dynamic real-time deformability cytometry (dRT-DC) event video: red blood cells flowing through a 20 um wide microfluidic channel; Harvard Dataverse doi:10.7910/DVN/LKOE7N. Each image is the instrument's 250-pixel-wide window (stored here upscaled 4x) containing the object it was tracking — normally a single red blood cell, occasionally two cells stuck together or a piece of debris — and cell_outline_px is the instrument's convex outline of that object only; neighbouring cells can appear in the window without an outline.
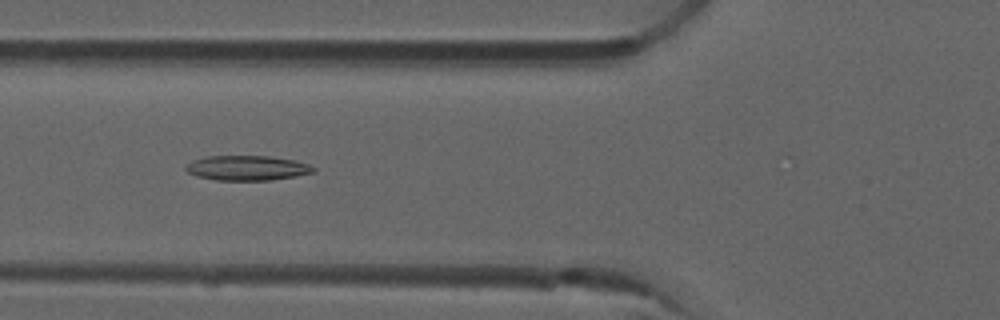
{"species": "common noctule bat (a hibernating species)", "species_latin": "Nyctalus noctula", "temperature_condition": "room temperature", "stored_images_in_passage": 21, "camera_frame_rate_fps": 3000, "um_per_image_px": 0.085, "animal": {"sex": "male", "forearm_length_mm": 52.5}, "frame": {"image": 1, "passage_image": 6, "time_ms": 1.667, "image_size_px": [1000, 320], "cell_outline_px": [[316, 172], [296, 176], [272, 180], [216, 180], [196, 176], [188, 172], [184, 168], [192, 160], [208, 156], [268, 156], [296, 160], [308, 164], [316, 168]], "centroid_in_image_um": [21.03, 14.28], "position_along_channel_um": 104.8, "area_um2": 18.55}}
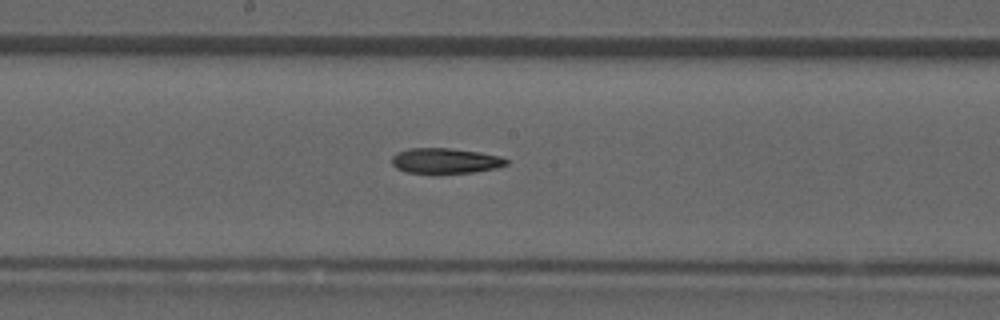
{"frame": {"image": 2, "passage_image": 14, "time_ms": 4.333, "image_size_px": [1000, 320], "cell_outline_px": [[508, 164], [496, 168], [472, 172], [408, 172], [396, 168], [392, 164], [392, 156], [408, 148], [448, 148], [480, 152], [500, 156], [508, 160]], "centroid_in_image_um": [37.87, 13.65], "position_along_channel_um": 210.3, "area_um2": 16.53}}
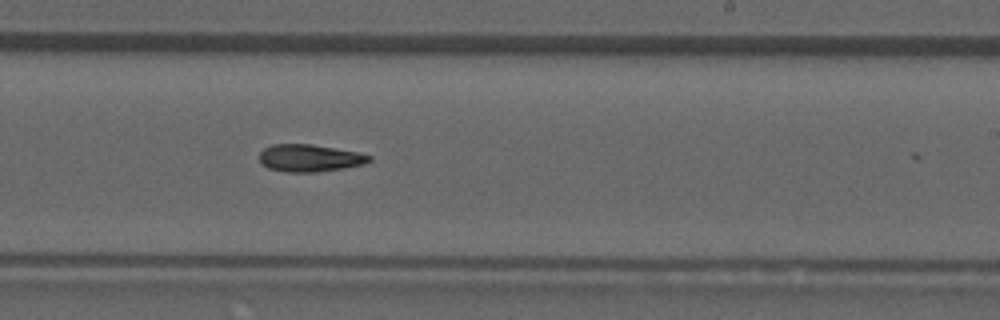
{"frame": {"image": 3, "passage_image": 18, "time_ms": 5.667, "image_size_px": [1000, 320], "cell_outline_px": [[372, 160], [364, 164], [344, 168], [316, 172], [284, 172], [268, 168], [260, 164], [260, 152], [264, 148], [272, 144], [312, 144], [356, 152], [372, 156]], "centroid_in_image_um": [26.29, 13.44], "position_along_channel_um": 262.7, "area_um2": 17.51}}